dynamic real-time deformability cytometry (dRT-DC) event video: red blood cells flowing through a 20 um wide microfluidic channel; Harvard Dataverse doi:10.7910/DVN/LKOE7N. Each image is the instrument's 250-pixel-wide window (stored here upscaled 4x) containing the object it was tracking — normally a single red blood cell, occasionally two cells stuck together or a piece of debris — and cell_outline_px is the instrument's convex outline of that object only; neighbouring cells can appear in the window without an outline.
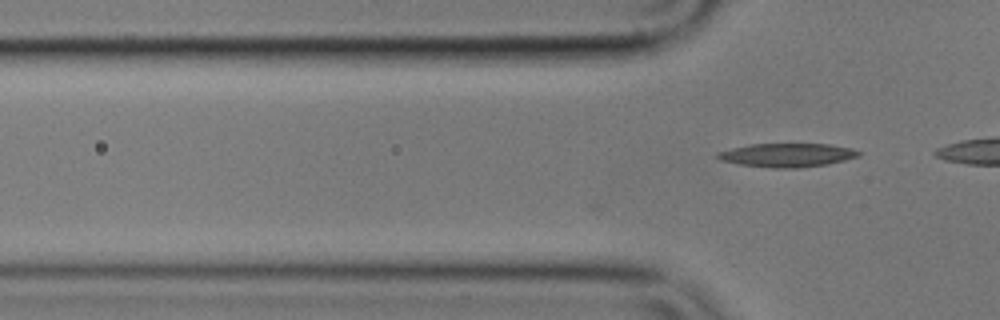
{"species": "common noctule bat (a hibernating species)", "species_latin": "Nyctalus noctula", "temperature_condition": "cold", "stored_images_in_passage": 13, "camera_frame_rate_fps": 3000, "um_per_image_px": 0.085, "animal": {"sex": "male", "body_mass_g": 17.9}, "frame": {"image": 1, "passage_image": 13, "time_ms": 4.0, "image_size_px": [1000, 320], "cell_outline_px": [[860, 156], [828, 164], [800, 168], [772, 168], [740, 164], [720, 160], [716, 156], [716, 152], [748, 144], [828, 144], [852, 148], [860, 152]], "centroid_in_image_um": [66.9, 13.18], "position_along_channel_um": 58.9, "area_um2": 19.48}}